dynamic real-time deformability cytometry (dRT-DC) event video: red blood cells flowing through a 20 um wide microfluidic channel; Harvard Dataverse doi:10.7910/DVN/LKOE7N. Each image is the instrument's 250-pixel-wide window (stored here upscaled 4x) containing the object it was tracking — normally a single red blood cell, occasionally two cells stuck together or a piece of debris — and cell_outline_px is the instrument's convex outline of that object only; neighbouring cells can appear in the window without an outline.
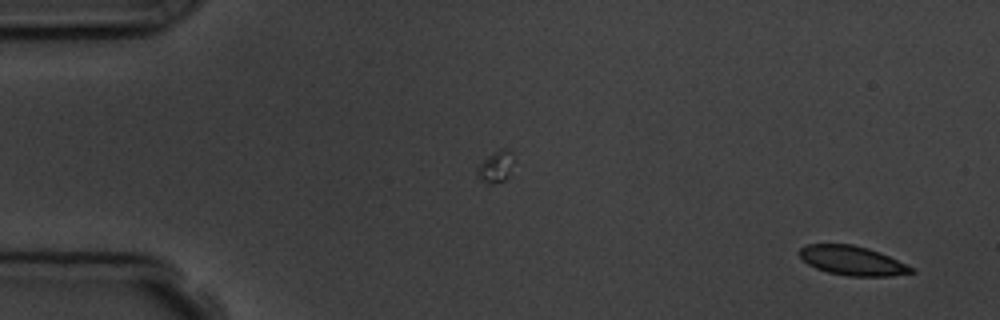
{"species": "common noctule bat (a hibernating species)", "species_latin": "Nyctalus noctula", "temperature_condition": "room temperature", "stored_images_in_passage": 4, "camera_frame_rate_fps": 3000, "um_per_image_px": 0.085, "animal": {"sex": "male", "body_mass_g": 19.5, "forearm_length_mm": 54.6}, "frame": {"image": 1, "passage_image": 4, "time_ms": 3.667, "image_size_px": [1000, 320], "cell_outline_px": [[916, 272], [892, 276], [848, 276], [828, 272], [816, 268], [808, 264], [800, 256], [800, 248], [808, 244], [852, 244], [868, 248], [880, 252], [916, 268]], "centroid_in_image_um": [72.5, 22.16], "position_along_channel_um": 12.5, "area_um2": 19.13}}